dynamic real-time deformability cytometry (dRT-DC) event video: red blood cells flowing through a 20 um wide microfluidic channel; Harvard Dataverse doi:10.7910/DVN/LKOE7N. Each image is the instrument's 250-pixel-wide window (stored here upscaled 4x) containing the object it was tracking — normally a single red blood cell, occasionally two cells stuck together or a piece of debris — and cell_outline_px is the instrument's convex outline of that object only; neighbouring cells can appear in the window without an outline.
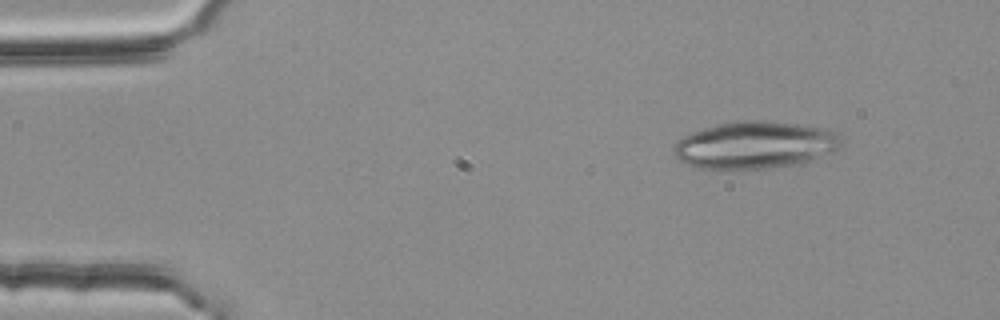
{"species": "common noctule bat (a hibernating species)", "species_latin": "Nyctalus noctula", "temperature_condition": "room temperature", "stored_images_in_passage": 4, "camera_frame_rate_fps": 3000, "um_per_image_px": 0.085, "animal": {"sex": "female", "body_mass_g": 25.1}, "frame": {"image": 1, "passage_image": 4, "time_ms": 1.0, "image_size_px": [1000, 320], "cell_outline_px": [[840, 148], [832, 152], [812, 160], [792, 164], [764, 168], [696, 168], [676, 160], [672, 148], [676, 140], [692, 132], [716, 124], [732, 120], [756, 120], [796, 124], [824, 128], [832, 132], [836, 136], [840, 144]], "centroid_in_image_um": [64.06, 12.32], "position_along_channel_um": 20.9, "area_um2": 45.72}}